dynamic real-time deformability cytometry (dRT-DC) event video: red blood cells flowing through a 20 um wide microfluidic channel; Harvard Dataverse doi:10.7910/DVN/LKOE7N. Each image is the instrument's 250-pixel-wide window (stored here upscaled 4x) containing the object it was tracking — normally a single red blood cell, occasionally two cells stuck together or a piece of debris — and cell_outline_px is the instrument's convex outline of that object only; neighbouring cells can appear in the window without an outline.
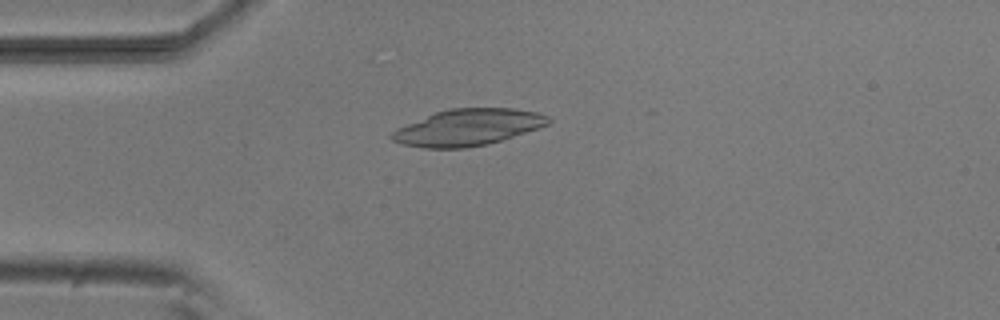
{"species": "common noctule bat (a hibernating species)", "species_latin": "Nyctalus noctula", "temperature_condition": "room temperature", "stored_images_in_passage": 7, "camera_frame_rate_fps": 3000, "um_per_image_px": 0.085, "animal": {"sex": "male", "body_mass_g": 20.5, "forearm_length_mm": 52.5}, "frame": {"image": 1, "passage_image": 2, "time_ms": 0.333, "image_size_px": [1000, 320], "cell_outline_px": [[552, 120], [548, 124], [488, 144], [464, 148], [424, 148], [404, 144], [392, 140], [388, 136], [396, 128], [436, 112], [448, 108], [512, 108], [536, 112], [548, 116]], "centroid_in_image_um": [39.73, 10.82], "position_along_channel_um": 45.3, "area_um2": 32.95}}